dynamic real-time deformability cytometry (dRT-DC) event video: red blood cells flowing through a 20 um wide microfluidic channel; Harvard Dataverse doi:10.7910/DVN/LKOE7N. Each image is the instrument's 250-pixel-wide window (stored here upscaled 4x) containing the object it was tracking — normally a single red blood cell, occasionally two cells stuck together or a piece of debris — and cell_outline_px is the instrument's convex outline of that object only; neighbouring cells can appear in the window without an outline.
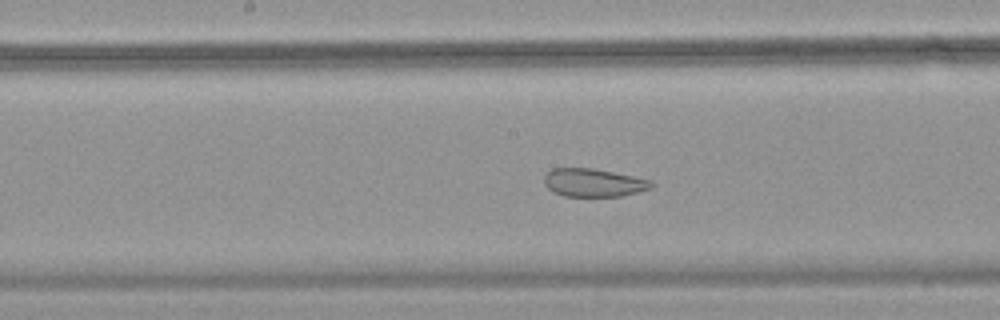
{"species": "common noctule bat (a hibernating species)", "species_latin": "Nyctalus noctula", "temperature_condition": "warm", "stored_images_in_passage": 48, "camera_frame_rate_fps": 3000, "um_per_image_px": 0.085, "animal": {"sex": "female", "body_mass_g": 18.4}, "frame": {"image": 1, "passage_image": 22, "time_ms": 7.0, "image_size_px": [1000, 320], "cell_outline_px": [[652, 188], [620, 196], [564, 196], [552, 192], [544, 184], [544, 176], [552, 168], [592, 168], [652, 180]], "centroid_in_image_um": [50.41, 15.53], "position_along_channel_um": 197.8, "area_um2": 17.46}}
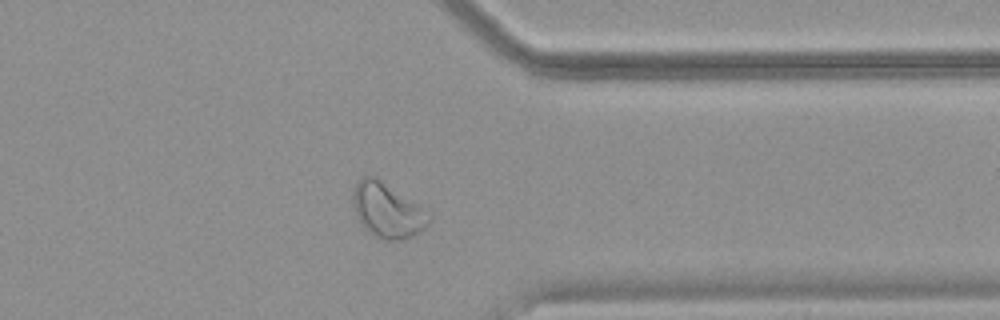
{"frame": {"image": 2, "passage_image": 37, "time_ms": 12.0, "image_size_px": [1000, 320], "cell_outline_px": [[432, 216], [428, 224], [420, 232], [404, 240], [384, 240], [372, 236], [360, 224], [356, 216], [352, 200], [352, 188], [364, 176], [376, 176], [420, 204], [432, 212]], "centroid_in_image_um": [32.95, 17.88], "position_along_channel_um": 378.5, "area_um2": 24.97}}
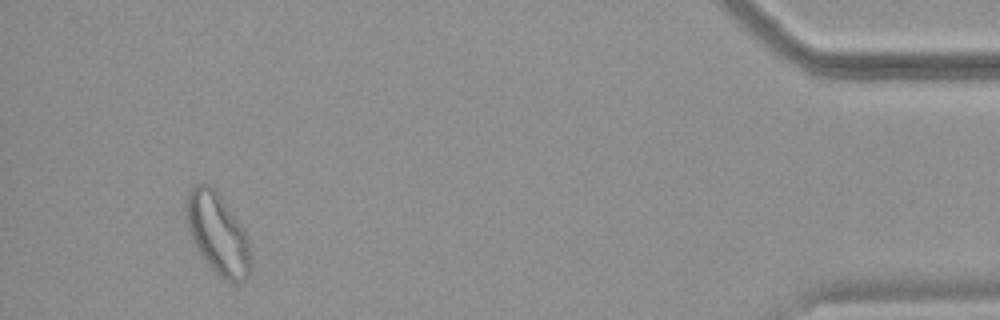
{"frame": {"image": 3, "passage_image": 45, "time_ms": 14.667, "image_size_px": [1000, 320], "cell_outline_px": [[252, 272], [244, 280], [228, 280], [220, 276], [208, 264], [192, 240], [188, 228], [188, 192], [196, 184], [208, 184], [220, 196], [248, 236], [252, 264]], "centroid_in_image_um": [18.55, 19.9], "position_along_channel_um": 416.6, "area_um2": 29.48}, "authors_computed_cell_mechanics": {"area_um2": 25.3742, "velocity_mm_per_s": 3.6949, "shape_relaxation_time_tau1_ms": null, "shape_relaxation_time_tau2_ms": 1.0836, "deformation_change_tau1": null, "deformation_change_tau2": 0.0806}}